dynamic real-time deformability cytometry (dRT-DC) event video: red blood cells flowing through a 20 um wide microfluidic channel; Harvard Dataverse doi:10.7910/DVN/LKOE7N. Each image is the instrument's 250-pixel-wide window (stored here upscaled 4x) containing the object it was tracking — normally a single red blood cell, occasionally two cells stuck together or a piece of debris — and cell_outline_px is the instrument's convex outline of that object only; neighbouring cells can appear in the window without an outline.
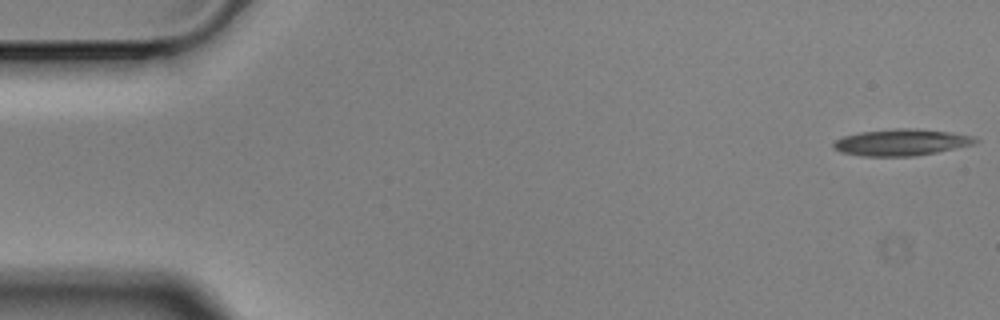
{"species": "Egyptian fruit bat (a non-hibernating species)", "species_latin": "Rousettus aegyptiacus", "temperature_condition": "cold", "stored_images_in_passage": 4, "camera_frame_rate_fps": 3000, "um_per_image_px": 0.085, "animal": {"sex": "male"}, "frame": {"image": 1, "passage_image": 1, "time_ms": 0.0, "image_size_px": [1000, 320], "cell_outline_px": [[980, 140], [976, 144], [936, 152], [912, 156], [860, 156], [840, 152], [832, 148], [832, 144], [836, 140], [844, 136], [860, 132], [896, 128], [916, 128], [952, 132], [976, 136]], "centroid_in_image_um": [76.64, 12.09], "position_along_channel_um": 8.4, "area_um2": 22.2}}